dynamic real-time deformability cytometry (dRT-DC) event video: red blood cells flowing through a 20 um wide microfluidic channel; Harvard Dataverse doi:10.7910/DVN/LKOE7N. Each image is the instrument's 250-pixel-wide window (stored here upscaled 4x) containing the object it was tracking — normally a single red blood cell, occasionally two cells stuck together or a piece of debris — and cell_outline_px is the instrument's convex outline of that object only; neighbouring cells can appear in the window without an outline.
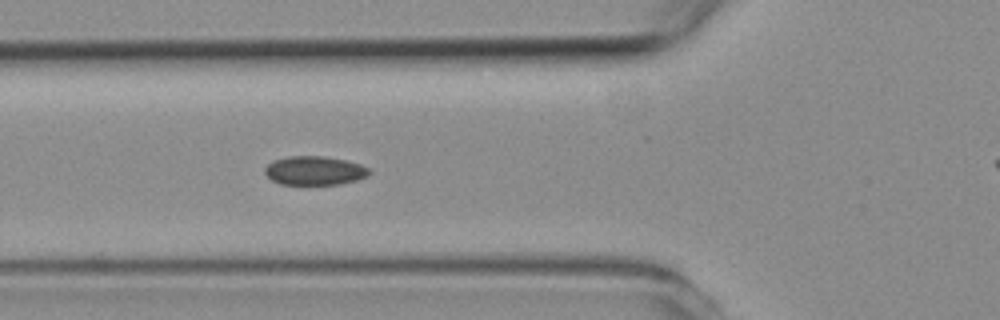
{"species": "common noctule bat (a hibernating species)", "species_latin": "Nyctalus noctula", "temperature_condition": "room temperature", "stored_images_in_passage": 6, "segment_of_instrument_passage": [1, 2], "camera_frame_rate_fps": 3000, "um_per_image_px": 0.085, "animal": {"sex": "female", "body_mass_g": 19.3, "forearm_length_mm": 54.1}, "frame": {"image": 1, "passage_image": 5, "time_ms": 4.333, "image_size_px": [1000, 320], "cell_outline_px": [[372, 172], [368, 176], [356, 180], [340, 184], [280, 184], [272, 180], [264, 172], [264, 168], [272, 160], [288, 156], [324, 156], [344, 160], [360, 164], [368, 168]], "centroid_in_image_um": [26.73, 14.5], "position_along_channel_um": 99.1, "area_um2": 17.57}}